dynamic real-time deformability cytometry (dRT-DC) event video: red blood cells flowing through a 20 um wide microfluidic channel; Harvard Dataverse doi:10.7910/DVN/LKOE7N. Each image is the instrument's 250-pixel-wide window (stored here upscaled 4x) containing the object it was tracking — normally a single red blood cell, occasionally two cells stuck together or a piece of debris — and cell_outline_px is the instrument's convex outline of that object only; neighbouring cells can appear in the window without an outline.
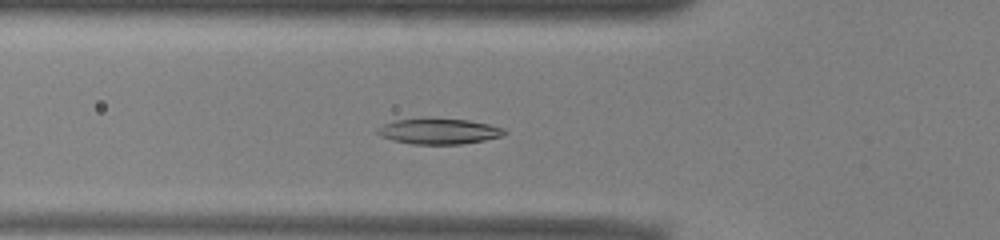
{"species": "common noctule bat (a hibernating species)", "species_latin": "Nyctalus noctula", "temperature_condition": "warm", "stored_images_in_passage": 36, "camera_frame_rate_fps": 3000, "um_per_image_px": 0.085, "animal": {"sex": "male", "body_mass_g": 13.0, "forearm_length_mm": 53.1}, "frame": {"image": 1, "passage_image": 8, "time_ms": 2.333, "image_size_px": [1000, 240], "cell_outline_px": [[508, 132], [504, 136], [484, 140], [460, 144], [412, 144], [392, 140], [380, 136], [376, 132], [376, 128], [384, 124], [396, 120], [468, 120], [488, 124], [504, 128]], "centroid_in_image_um": [37.33, 11.19], "position_along_channel_um": 88.5, "area_um2": 18.5}}
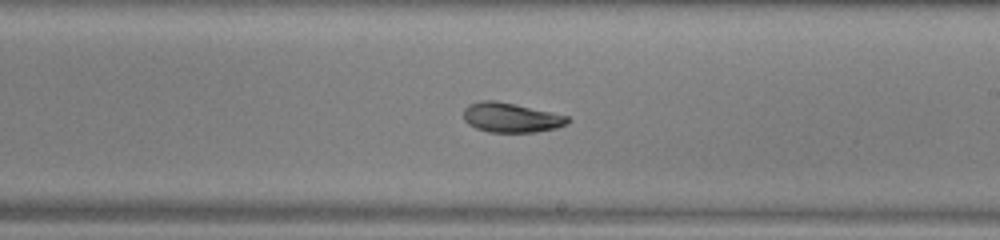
{"frame": {"image": 2, "passage_image": 20, "time_ms": 6.333, "image_size_px": [1000, 240], "cell_outline_px": [[572, 120], [568, 124], [556, 128], [536, 132], [488, 132], [476, 128], [468, 124], [464, 120], [464, 108], [468, 104], [480, 100], [496, 100], [516, 104], [552, 112], [568, 116]], "centroid_in_image_um": [43.45, 9.99], "position_along_channel_um": 245.6, "area_um2": 18.21}}
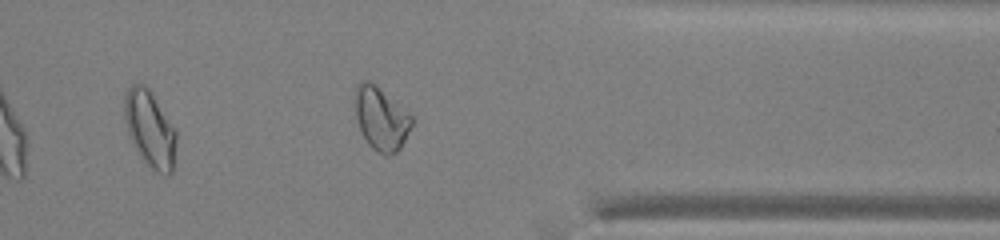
{"frame": {"image": 3, "passage_image": 31, "time_ms": 10.0, "image_size_px": [1000, 240], "cell_outline_px": [[176, 140], [172, 172], [168, 176], [164, 176], [156, 172], [144, 160], [136, 148], [128, 132], [124, 120], [124, 96], [128, 88], [132, 84], [144, 84], [152, 92], [176, 132]], "centroid_in_image_um": [12.73, 10.94], "position_along_channel_um": 398.7, "area_um2": 22.77}, "authors_computed_cell_mechanics": {"area_um2": 18.5827, "velocity_mm_per_s": 3.9253, "shape_relaxation_time_tau1_ms": 5.7313, "shape_relaxation_time_tau2_ms": 3.3567, "deformation_change_tau1": 0.1746, "deformation_change_tau2": 0.0742}}